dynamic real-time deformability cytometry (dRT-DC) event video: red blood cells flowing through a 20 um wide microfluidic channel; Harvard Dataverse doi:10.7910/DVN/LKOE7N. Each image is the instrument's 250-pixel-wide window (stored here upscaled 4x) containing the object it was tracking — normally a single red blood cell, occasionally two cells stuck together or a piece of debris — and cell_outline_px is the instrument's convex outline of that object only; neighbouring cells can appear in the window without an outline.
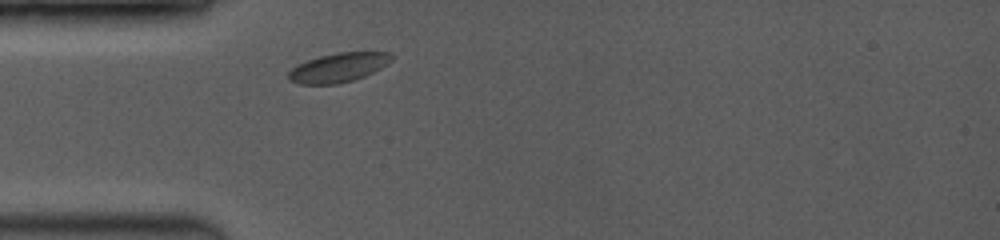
{"species": "common noctule bat (a hibernating species)", "species_latin": "Nyctalus noctula", "temperature_condition": "room temperature", "stored_images_in_passage": 15, "camera_frame_rate_fps": 3500, "um_per_image_px": 0.085, "animal": {"sex": "female", "body_mass_g": 19.0, "forearm_length_mm": 53.3}, "frame": {"image": 1, "passage_image": 1, "time_ms": 0.0, "image_size_px": [1000, 240], "cell_outline_px": [[392, 56], [380, 68], [364, 76], [352, 80], [336, 84], [300, 84], [288, 80], [288, 72], [296, 64], [320, 56], [336, 52], [392, 52]], "centroid_in_image_um": [28.69, 5.74], "position_along_channel_um": 56.3, "area_um2": 17.28}}
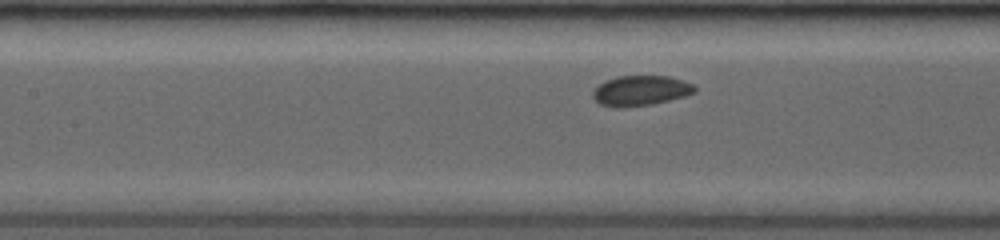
{"frame": {"image": 2, "passage_image": 11, "time_ms": 2.571, "image_size_px": [1000, 240], "cell_outline_px": [[696, 92], [684, 96], [652, 104], [624, 108], [616, 108], [600, 104], [592, 96], [592, 92], [604, 80], [616, 76], [668, 76], [684, 80], [692, 84], [696, 88]], "centroid_in_image_um": [54.44, 7.7], "position_along_channel_um": 153.0, "area_um2": 17.98}}
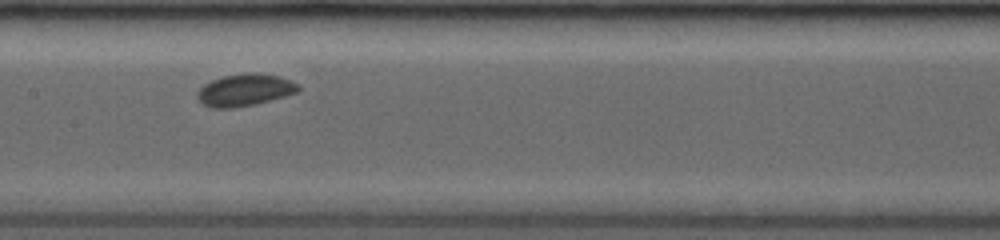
{"frame": {"image": 3, "passage_image": 14, "time_ms": 3.429, "image_size_px": [1000, 240], "cell_outline_px": [[300, 88], [296, 92], [284, 96], [256, 104], [232, 108], [212, 108], [204, 104], [196, 96], [196, 92], [204, 84], [212, 80], [224, 76], [248, 72], [256, 72], [280, 76], [296, 84]], "centroid_in_image_um": [20.78, 7.64], "position_along_channel_um": 186.6, "area_um2": 18.73}}